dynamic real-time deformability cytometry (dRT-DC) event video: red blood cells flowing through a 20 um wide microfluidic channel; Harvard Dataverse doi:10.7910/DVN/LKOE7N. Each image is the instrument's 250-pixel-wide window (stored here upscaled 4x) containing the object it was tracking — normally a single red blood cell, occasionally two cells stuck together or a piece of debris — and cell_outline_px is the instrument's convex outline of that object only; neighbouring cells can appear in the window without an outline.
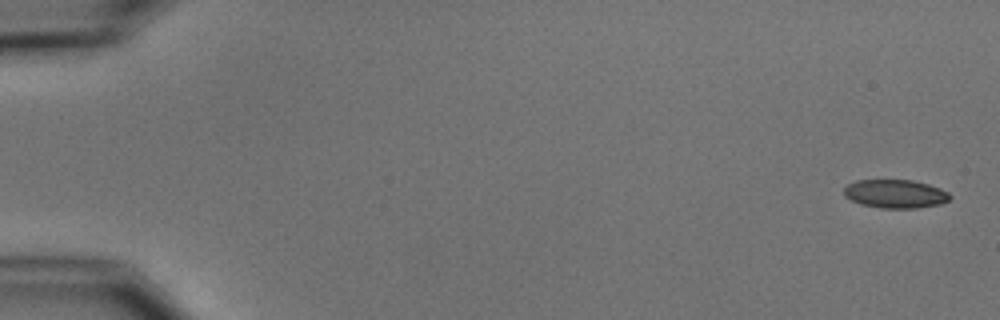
{"species": "common noctule bat (a hibernating species)", "species_latin": "Nyctalus noctula", "temperature_condition": "cold", "stored_images_in_passage": 7, "camera_frame_rate_fps": 3000, "um_per_image_px": 0.085, "animal": {"sex": "male", "body_mass_g": 15.6}, "frame": {"image": 1, "passage_image": 1, "time_ms": 0.0, "image_size_px": [1000, 320], "cell_outline_px": [[952, 196], [948, 200], [940, 204], [916, 208], [880, 208], [860, 204], [844, 196], [844, 188], [848, 184], [856, 180], [912, 180], [928, 184], [940, 188], [948, 192]], "centroid_in_image_um": [76.1, 16.47], "position_along_channel_um": 8.9, "area_um2": 17.63}}
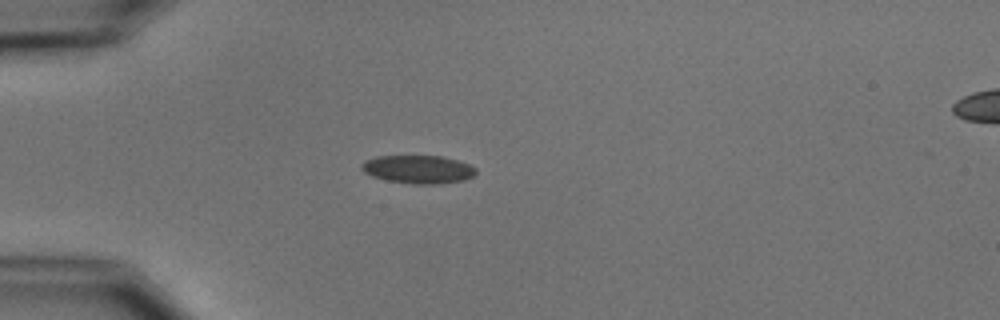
{"frame": {"image": 2, "passage_image": 4, "time_ms": 4.667, "image_size_px": [1000, 320], "cell_outline_px": [[476, 172], [472, 176], [464, 180], [440, 184], [412, 184], [388, 180], [372, 176], [364, 172], [360, 168], [360, 164], [364, 160], [376, 156], [444, 156], [468, 164], [476, 168]], "centroid_in_image_um": [35.52, 14.39], "position_along_channel_um": 49.5, "area_um2": 18.84}}